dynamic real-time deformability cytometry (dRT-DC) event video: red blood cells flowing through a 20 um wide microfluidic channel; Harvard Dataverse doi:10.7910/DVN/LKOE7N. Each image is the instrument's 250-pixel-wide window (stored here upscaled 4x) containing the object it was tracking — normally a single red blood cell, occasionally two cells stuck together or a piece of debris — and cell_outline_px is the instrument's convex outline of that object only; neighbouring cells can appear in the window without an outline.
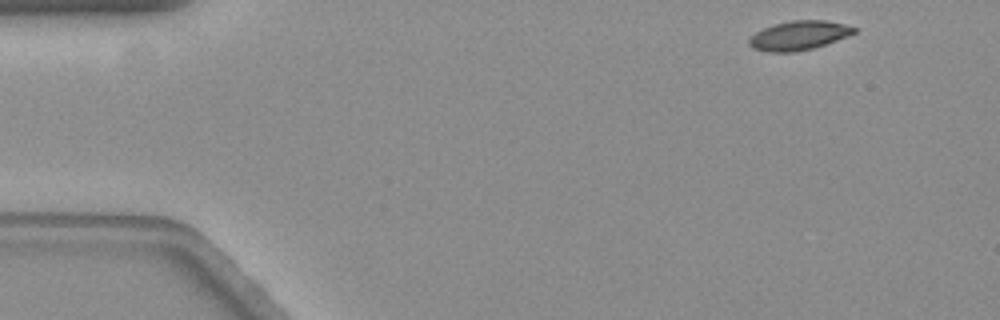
{"species": "common noctule bat (a hibernating species)", "species_latin": "Nyctalus noctula", "temperature_condition": "warm", "stored_images_in_passage": 24, "camera_frame_rate_fps": 3000, "um_per_image_px": 0.085, "animal": {"sex": "female", "body_mass_g": 19.3, "forearm_length_mm": 54.1}, "frame": {"image": 1, "passage_image": 1, "time_ms": 0.0, "image_size_px": [1000, 320], "cell_outline_px": [[856, 32], [848, 36], [812, 48], [792, 52], [768, 52], [752, 48], [748, 44], [748, 40], [756, 32], [764, 28], [776, 24], [792, 20], [824, 20], [844, 24], [856, 28]], "centroid_in_image_um": [67.89, 3.01], "position_along_channel_um": 17.1, "area_um2": 17.57}}
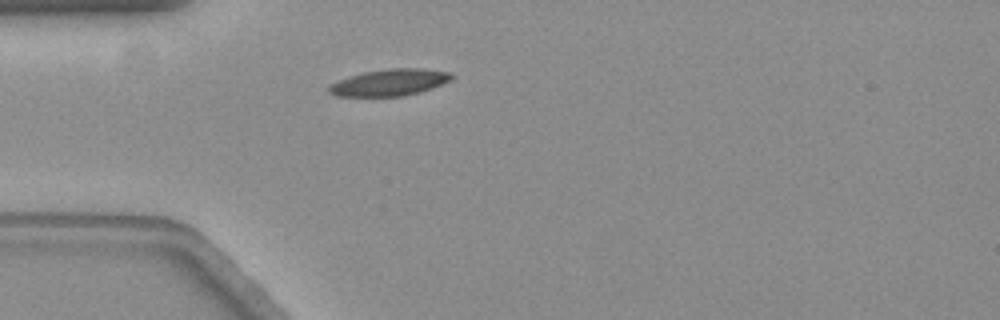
{"frame": {"image": 2, "passage_image": 12, "time_ms": 3.667, "image_size_px": [1000, 320], "cell_outline_px": [[456, 76], [432, 88], [420, 92], [404, 96], [336, 96], [328, 92], [328, 88], [332, 84], [340, 80], [364, 72], [388, 68], [420, 68], [452, 72]], "centroid_in_image_um": [33.15, 7.0], "position_along_channel_um": 51.8, "area_um2": 18.9}}